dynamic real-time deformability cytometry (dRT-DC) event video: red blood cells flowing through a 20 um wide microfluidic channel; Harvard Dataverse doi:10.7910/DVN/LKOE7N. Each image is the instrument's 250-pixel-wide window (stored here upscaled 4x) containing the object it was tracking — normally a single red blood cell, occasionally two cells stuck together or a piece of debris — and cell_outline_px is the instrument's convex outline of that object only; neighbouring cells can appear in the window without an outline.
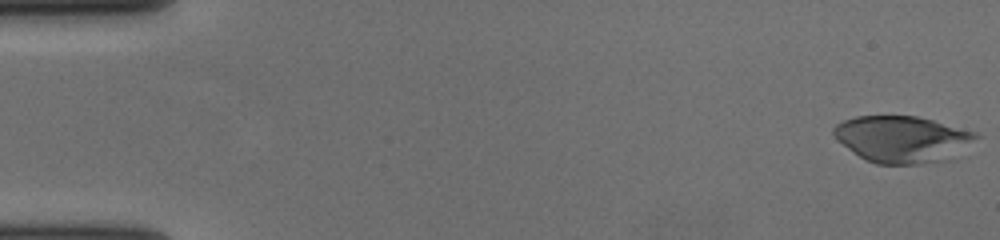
{"species": "human", "species_latin": "Homo sapiens", "temperature_condition": "cold", "stored_images_in_passage": 57, "camera_frame_rate_fps": 3000, "um_per_image_px": 0.085, "donor": {"sex": "female"}, "frame": {"image": 1, "passage_image": 1, "time_ms": 0.0, "image_size_px": [1000, 240], "cell_outline_px": [[980, 136], [952, 160], [920, 164], [876, 164], [864, 160], [836, 140], [832, 132], [832, 128], [836, 124], [844, 120], [856, 116], [916, 116], [932, 120], [976, 132]], "centroid_in_image_um": [76.7, 11.84], "position_along_channel_um": 8.3, "area_um2": 39.07}}
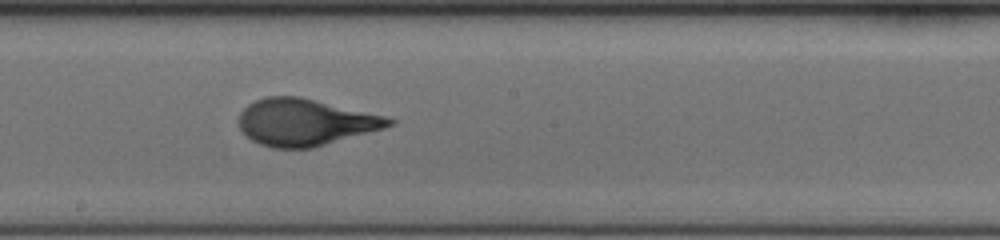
{"frame": {"image": 2, "passage_image": 32, "time_ms": 10.333, "image_size_px": [1000, 240], "cell_outline_px": [[396, 124], [384, 128], [312, 148], [272, 148], [260, 144], [252, 140], [240, 132], [240, 112], [248, 104], [256, 100], [268, 96], [300, 96], [384, 116], [396, 120]], "centroid_in_image_um": [25.92, 10.39], "position_along_channel_um": 222.3, "area_um2": 40.75}}
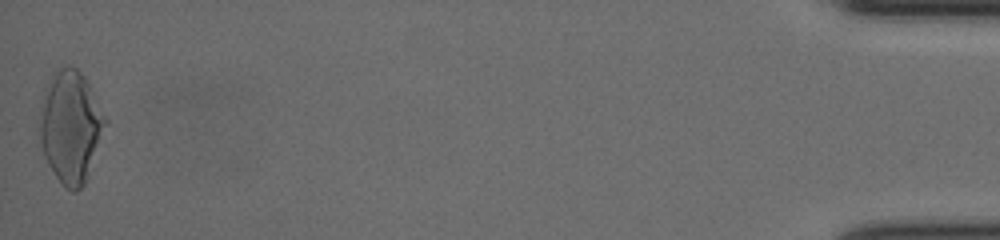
{"frame": {"image": 3, "passage_image": 57, "time_ms": 18.667, "image_size_px": [1000, 240], "cell_outline_px": [[108, 124], [88, 176], [84, 184], [76, 192], [72, 192], [64, 188], [48, 164], [44, 156], [40, 144], [40, 120], [44, 88], [52, 72], [68, 64], [76, 68], [84, 76], [108, 120]], "centroid_in_image_um": [6.01, 10.77], "position_along_channel_um": 429.2, "area_um2": 43.12}, "authors_computed_cell_mechanics": {"area_um2": 39.3618, "velocity_mm_per_s": 3.6381, "shape_relaxation_time_tau1_ms": 4.1036, "shape_relaxation_time_tau2_ms": null, "deformation_change_tau1": 0.2141, "deformation_change_tau2": null}}